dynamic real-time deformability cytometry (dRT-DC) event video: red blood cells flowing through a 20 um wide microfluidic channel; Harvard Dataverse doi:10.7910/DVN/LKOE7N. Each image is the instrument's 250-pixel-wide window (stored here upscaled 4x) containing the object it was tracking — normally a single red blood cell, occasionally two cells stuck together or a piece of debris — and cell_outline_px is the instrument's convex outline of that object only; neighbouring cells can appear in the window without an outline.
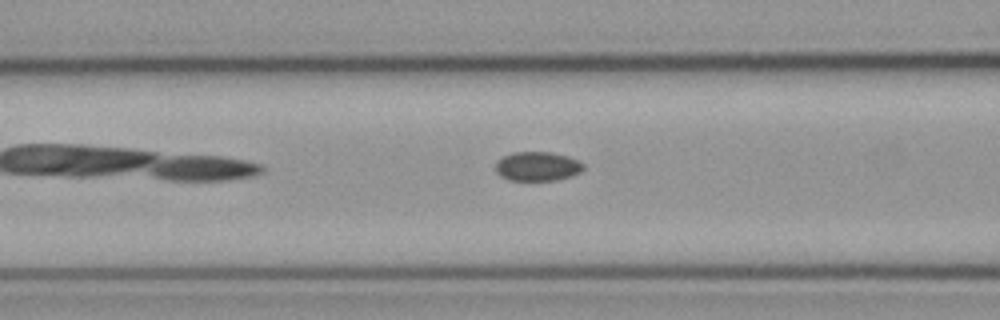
{"species": "common noctule bat (a hibernating species)", "species_latin": "Nyctalus noctula", "temperature_condition": "cold", "stored_images_in_passage": 12, "camera_frame_rate_fps": 3000, "um_per_image_px": 0.085, "animal": {"sex": "male", "body_mass_g": 23.1, "forearm_length_mm": 52.7}, "frame": {"image": 1, "passage_image": 10, "time_ms": 3.0, "image_size_px": [1000, 320], "cell_outline_px": [[584, 168], [580, 172], [572, 176], [556, 180], [508, 180], [500, 176], [496, 172], [496, 164], [504, 156], [512, 152], [552, 152], [568, 156], [580, 160], [584, 164]], "centroid_in_image_um": [45.72, 14.14], "position_along_channel_um": 120.9, "area_um2": 15.03}}